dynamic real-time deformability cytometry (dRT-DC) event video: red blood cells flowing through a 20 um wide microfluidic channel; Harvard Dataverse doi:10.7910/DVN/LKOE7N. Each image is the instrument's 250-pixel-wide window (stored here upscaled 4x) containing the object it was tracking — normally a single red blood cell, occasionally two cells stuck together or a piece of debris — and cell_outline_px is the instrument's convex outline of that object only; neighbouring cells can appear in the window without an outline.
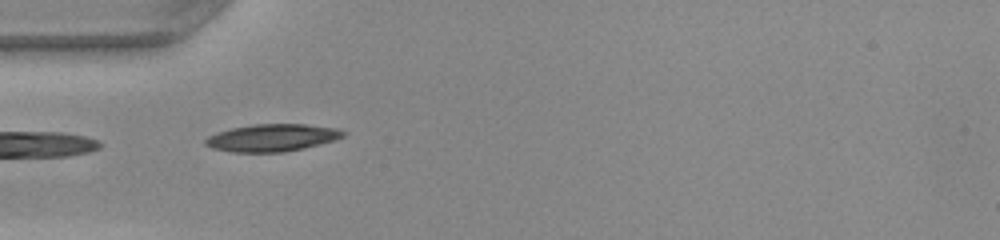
{"species": "common noctule bat (a hibernating species)", "species_latin": "Nyctalus noctula", "temperature_condition": "warm", "stored_images_in_passage": 8, "camera_frame_rate_fps": 3000, "um_per_image_px": 0.085, "animal": {"sex": "female", "body_mass_g": 22.0, "forearm_length_mm": 56.7}, "frame": {"image": 1, "passage_image": 1, "time_ms": 0.0, "image_size_px": [1000, 240], "cell_outline_px": [[348, 132], [344, 136], [332, 140], [304, 148], [284, 152], [232, 152], [212, 148], [204, 144], [204, 140], [208, 136], [232, 128], [256, 124], [304, 124], [336, 128]], "centroid_in_image_um": [23.12, 11.71], "position_along_channel_um": 61.9, "area_um2": 21.73}}
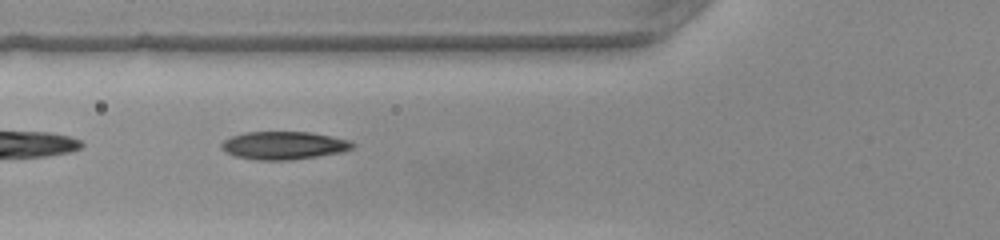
{"frame": {"image": 2, "passage_image": 4, "time_ms": 1.0, "image_size_px": [1000, 240], "cell_outline_px": [[356, 144], [352, 148], [340, 152], [316, 156], [288, 160], [256, 160], [236, 156], [224, 152], [220, 148], [220, 144], [224, 140], [232, 136], [244, 132], [308, 132], [348, 140]], "centroid_in_image_um": [24.05, 12.36], "position_along_channel_um": 101.8, "area_um2": 21.15}}